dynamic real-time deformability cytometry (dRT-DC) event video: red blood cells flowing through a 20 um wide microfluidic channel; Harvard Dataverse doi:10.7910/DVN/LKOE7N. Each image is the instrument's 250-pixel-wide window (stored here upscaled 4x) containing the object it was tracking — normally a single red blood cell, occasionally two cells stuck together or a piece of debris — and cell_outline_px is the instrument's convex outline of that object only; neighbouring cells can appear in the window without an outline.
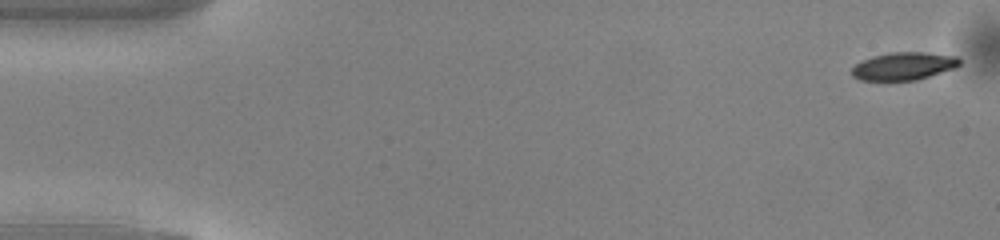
{"species": "common noctule bat (a hibernating species)", "species_latin": "Nyctalus noctula", "temperature_condition": "warm", "stored_images_in_passage": 49, "camera_frame_rate_fps": 3000, "um_per_image_px": 0.085, "animal": {"sex": "male", "body_mass_g": 13.0, "forearm_length_mm": 53.1}, "frame": {"image": 1, "passage_image": 1, "time_ms": 0.0, "image_size_px": [1000, 240], "cell_outline_px": [[960, 64], [956, 68], [916, 80], [860, 80], [852, 76], [852, 68], [856, 64], [872, 56], [892, 52], [924, 52], [956, 56], [960, 60]], "centroid_in_image_um": [76.83, 5.62], "position_along_channel_um": 8.2, "area_um2": 17.34}}
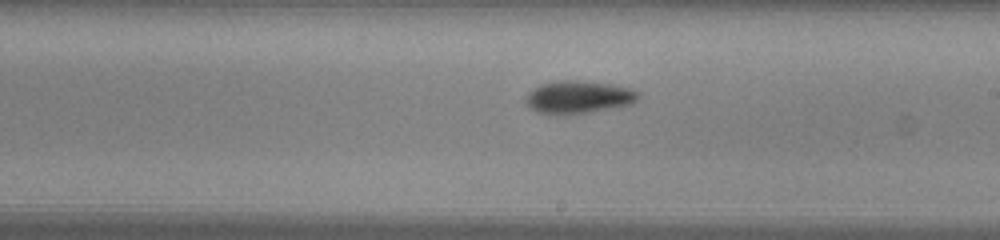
{"frame": {"image": 2, "passage_image": 28, "time_ms": 9.0, "image_size_px": [1000, 240], "cell_outline_px": [[640, 96], [632, 104], [588, 112], [556, 116], [536, 112], [524, 100], [524, 96], [532, 88], [540, 84], [556, 80], [584, 80], [612, 84], [632, 88], [640, 92]], "centroid_in_image_um": [49.14, 8.24], "position_along_channel_um": 239.9, "area_um2": 21.96}}
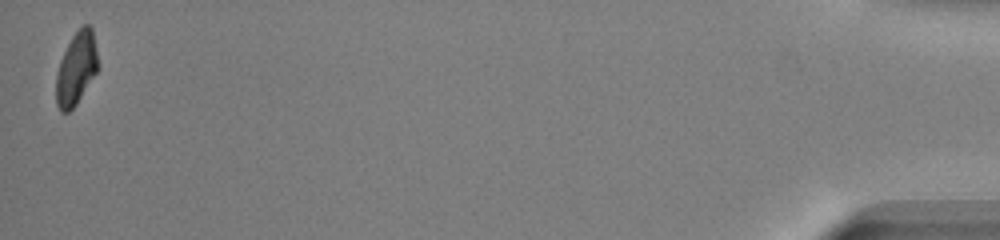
{"frame": {"image": 3, "passage_image": 49, "time_ms": 16.0, "image_size_px": [1000, 240], "cell_outline_px": [[96, 72], [76, 104], [68, 112], [60, 112], [56, 104], [56, 76], [60, 60], [72, 36], [84, 24], [88, 24], [92, 28], [96, 52]], "centroid_in_image_um": [6.44, 5.84], "position_along_channel_um": 428.8, "area_um2": 17.22}, "authors_computed_cell_mechanics": {"area_um2": 19.1318, "velocity_mm_per_s": 4.1273, "shape_relaxation_time_tau1_ms": 1.9855, "shape_relaxation_time_tau2_ms": null, "deformation_change_tau1": 0.1297, "deformation_change_tau2": null}}